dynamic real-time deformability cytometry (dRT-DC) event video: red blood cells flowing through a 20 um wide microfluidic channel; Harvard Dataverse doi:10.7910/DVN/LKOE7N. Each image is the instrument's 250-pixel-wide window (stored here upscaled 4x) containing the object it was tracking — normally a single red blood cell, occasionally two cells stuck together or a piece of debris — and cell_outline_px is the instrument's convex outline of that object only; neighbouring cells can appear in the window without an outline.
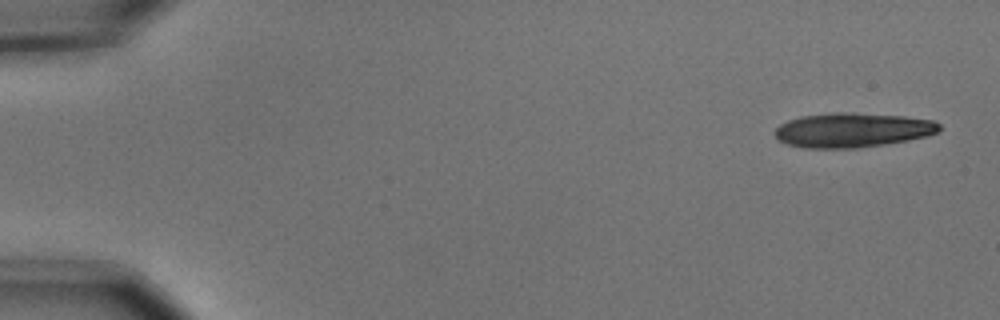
{"species": "common noctule bat (a hibernating species)", "species_latin": "Nyctalus noctula", "temperature_condition": "cold", "stored_images_in_passage": 6, "camera_frame_rate_fps": 3000, "um_per_image_px": 0.085, "animal": {"sex": "male", "body_mass_g": 15.6}, "frame": {"image": 1, "passage_image": 1, "time_ms": 0.0, "image_size_px": [1000, 320], "cell_outline_px": [[940, 128], [936, 132], [924, 136], [908, 140], [856, 148], [804, 148], [788, 144], [780, 140], [772, 132], [780, 124], [788, 120], [800, 116], [832, 112], [852, 112], [904, 116], [932, 120], [940, 124]], "centroid_in_image_um": [72.41, 11.04], "position_along_channel_um": 12.6, "area_um2": 33.0}}